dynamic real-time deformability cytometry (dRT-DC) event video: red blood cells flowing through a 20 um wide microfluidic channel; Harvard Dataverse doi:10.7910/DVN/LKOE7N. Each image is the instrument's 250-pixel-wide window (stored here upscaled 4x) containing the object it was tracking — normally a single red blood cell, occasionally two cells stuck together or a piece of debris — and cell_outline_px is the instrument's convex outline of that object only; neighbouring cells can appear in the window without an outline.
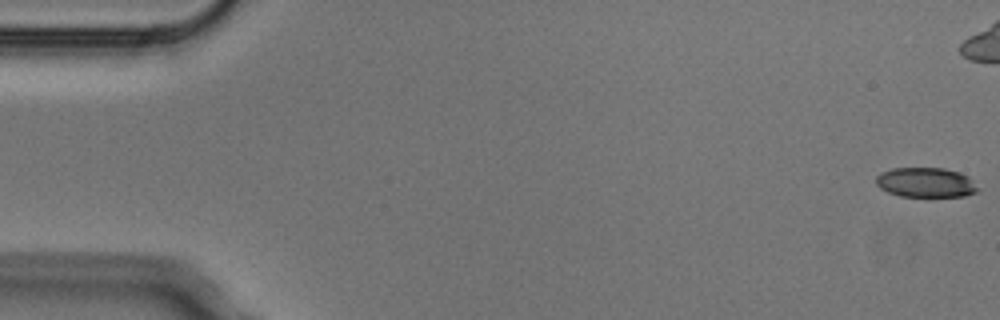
{"species": "Egyptian fruit bat (a non-hibernating species)", "species_latin": "Rousettus aegyptiacus", "temperature_condition": "cold", "stored_images_in_passage": 5, "camera_frame_rate_fps": 3000, "um_per_image_px": 0.085, "animal": {"sex": "male"}, "frame": {"image": 1, "passage_image": 1, "time_ms": 0.0, "image_size_px": [1000, 320], "cell_outline_px": [[980, 188], [976, 192], [964, 196], [900, 196], [888, 192], [880, 188], [876, 184], [876, 176], [880, 172], [892, 168], [944, 168], [960, 172], [968, 176]], "centroid_in_image_um": [78.69, 15.5], "position_along_channel_um": 6.3, "area_um2": 17.74}}